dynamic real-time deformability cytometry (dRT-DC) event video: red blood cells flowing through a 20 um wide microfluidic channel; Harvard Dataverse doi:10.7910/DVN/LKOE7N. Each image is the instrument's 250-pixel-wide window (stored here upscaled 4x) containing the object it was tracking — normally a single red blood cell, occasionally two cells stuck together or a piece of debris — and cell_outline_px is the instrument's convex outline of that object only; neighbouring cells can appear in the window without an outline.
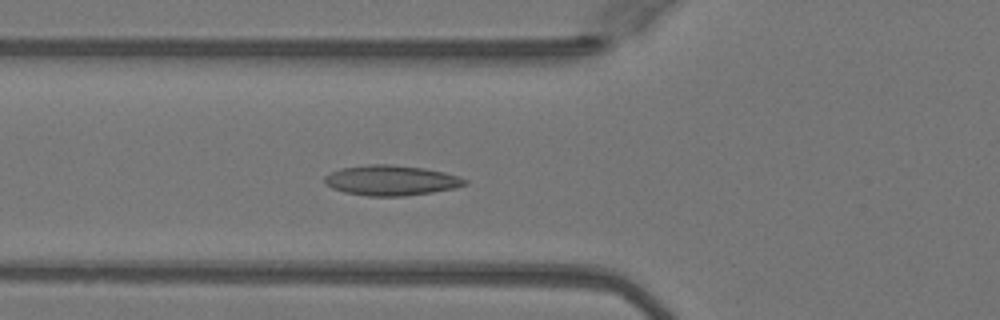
{"species": "Egyptian fruit bat (a non-hibernating species)", "species_latin": "Rousettus aegyptiacus", "temperature_condition": "warm", "stored_images_in_passage": 39, "camera_frame_rate_fps": 3000, "um_per_image_px": 0.085, "animal": {"sex": "female"}, "frame": {"image": 1, "passage_image": 7, "time_ms": 2.0, "image_size_px": [1000, 320], "cell_outline_px": [[468, 184], [456, 188], [432, 192], [404, 196], [368, 196], [344, 192], [332, 188], [324, 184], [324, 176], [340, 168], [368, 164], [392, 164], [424, 168], [444, 172], [468, 180]], "centroid_in_image_um": [33.23, 15.33], "position_along_channel_um": 92.6, "area_um2": 24.8}}
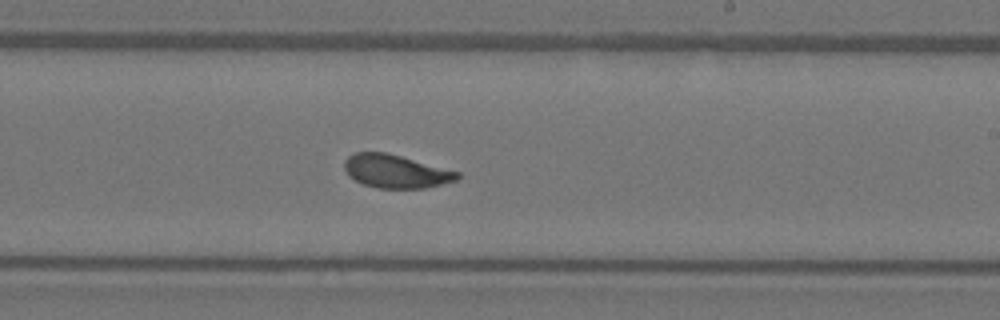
{"frame": {"image": 2, "passage_image": 19, "time_ms": 6.0, "image_size_px": [1000, 320], "cell_outline_px": [[460, 176], [456, 180], [424, 188], [380, 188], [364, 184], [348, 176], [344, 168], [344, 160], [348, 156], [356, 152], [384, 152], [400, 156], [460, 172]], "centroid_in_image_um": [33.61, 14.56], "position_along_channel_um": 255.4, "area_um2": 21.62}}
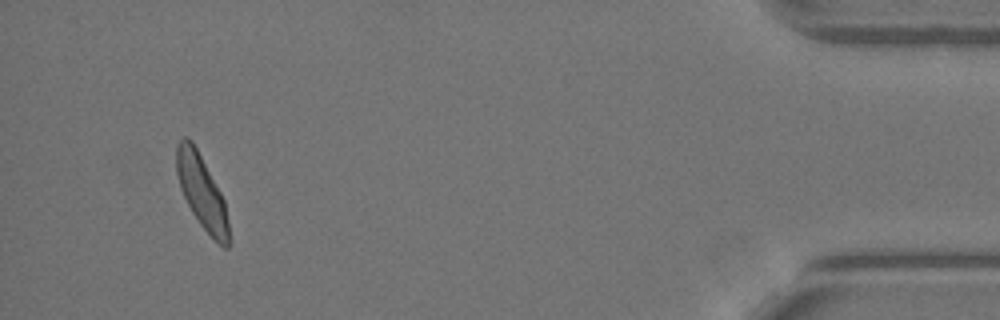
{"frame": {"image": 3, "passage_image": 36, "time_ms": 11.667, "image_size_px": [1000, 320], "cell_outline_px": [[232, 244], [228, 248], [224, 248], [200, 224], [192, 212], [180, 188], [176, 172], [176, 144], [184, 136], [188, 136], [192, 140], [220, 192], [224, 200], [228, 220]], "centroid_in_image_um": [17.16, 16.32], "position_along_channel_um": 418.0, "area_um2": 22.31}, "authors_computed_cell_mechanics": {"area_um2": 22.4264, "velocity_mm_per_s": 4.0583, "shape_relaxation_time_tau1_ms": 4.676, "shape_relaxation_time_tau2_ms": 1.1612, "deformation_change_tau1": 0.1358, "deformation_change_tau2": 0.0683}}